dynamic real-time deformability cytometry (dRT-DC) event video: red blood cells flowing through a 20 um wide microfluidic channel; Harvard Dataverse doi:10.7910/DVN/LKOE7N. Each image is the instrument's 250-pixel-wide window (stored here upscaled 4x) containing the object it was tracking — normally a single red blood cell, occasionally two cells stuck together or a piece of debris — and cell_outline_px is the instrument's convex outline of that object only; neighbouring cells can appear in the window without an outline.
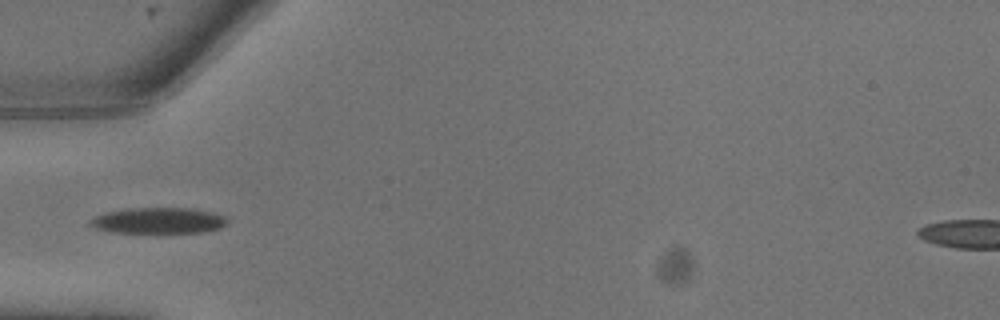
{"species": "common noctule bat (a hibernating species)", "species_latin": "Nyctalus noctula", "temperature_condition": "warm", "stored_images_in_passage": 3, "camera_frame_rate_fps": 3000, "um_per_image_px": 0.085, "animal": {"sex": "male", "body_mass_g": 13.3}, "frame": {"image": 1, "passage_image": 2, "time_ms": 0.333, "image_size_px": [1000, 320], "cell_outline_px": [[228, 220], [220, 228], [200, 232], [112, 232], [96, 228], [88, 224], [88, 220], [96, 216], [108, 212], [132, 208], [188, 208], [212, 212], [224, 216]], "centroid_in_image_um": [13.45, 18.74], "position_along_channel_um": 71.6, "area_um2": 20.35}}